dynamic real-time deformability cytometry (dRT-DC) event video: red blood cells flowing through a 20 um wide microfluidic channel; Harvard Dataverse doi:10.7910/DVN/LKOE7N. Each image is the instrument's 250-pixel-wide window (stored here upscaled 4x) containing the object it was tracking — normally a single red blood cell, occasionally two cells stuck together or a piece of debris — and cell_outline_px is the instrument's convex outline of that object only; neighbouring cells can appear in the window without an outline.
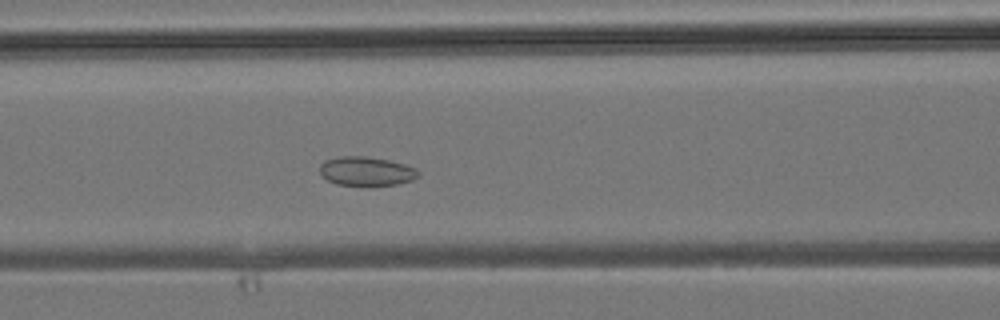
{"species": "common noctule bat (a hibernating species)", "species_latin": "Nyctalus noctula", "temperature_condition": "room temperature", "stored_images_in_passage": 42, "camera_frame_rate_fps": 3000, "um_per_image_px": 0.085, "animal": {"sex": "male", "body_mass_g": 19.2, "forearm_length_mm": 51.8}, "frame": {"image": 1, "passage_image": 17, "time_ms": 5.333, "image_size_px": [1000, 320], "cell_outline_px": [[420, 176], [412, 180], [396, 184], [336, 184], [328, 180], [320, 172], [320, 164], [324, 160], [340, 156], [364, 156], [388, 160], [404, 164], [416, 168], [420, 172]], "centroid_in_image_um": [31.15, 14.53], "position_along_channel_um": 135.4, "area_um2": 16.36}}
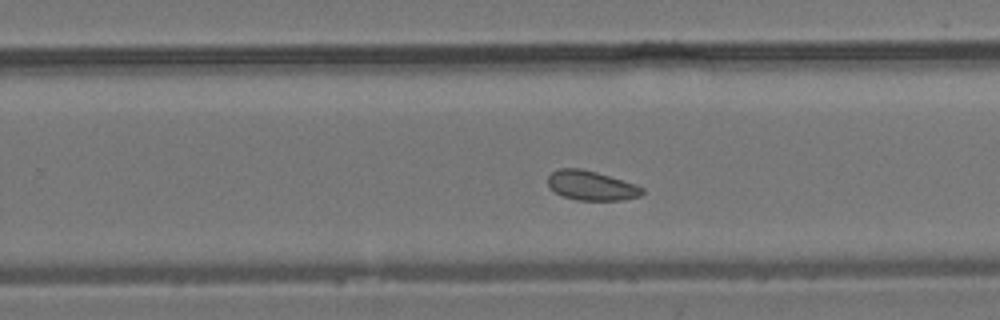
{"frame": {"image": 2, "passage_image": 26, "time_ms": 8.333, "image_size_px": [1000, 320], "cell_outline_px": [[644, 192], [640, 196], [620, 200], [576, 200], [564, 196], [548, 188], [548, 176], [552, 172], [560, 168], [580, 168], [596, 172], [636, 184], [644, 188]], "centroid_in_image_um": [50.26, 15.77], "position_along_channel_um": 279.5, "area_um2": 16.18}}
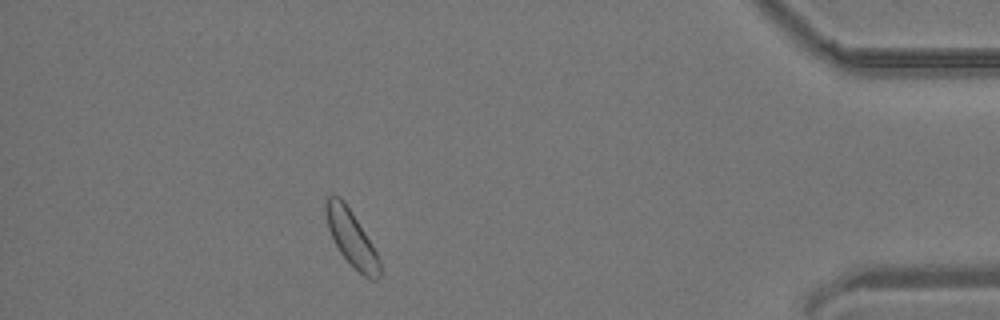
{"frame": {"image": 3, "passage_image": 37, "time_ms": 12.0, "image_size_px": [1000, 320], "cell_outline_px": [[380, 276], [376, 280], [372, 280], [364, 276], [340, 252], [328, 228], [324, 212], [324, 196], [340, 196], [344, 200], [352, 212], [372, 244], [380, 260]], "centroid_in_image_um": [29.85, 20.18], "position_along_channel_um": 405.4, "area_um2": 17.34}}